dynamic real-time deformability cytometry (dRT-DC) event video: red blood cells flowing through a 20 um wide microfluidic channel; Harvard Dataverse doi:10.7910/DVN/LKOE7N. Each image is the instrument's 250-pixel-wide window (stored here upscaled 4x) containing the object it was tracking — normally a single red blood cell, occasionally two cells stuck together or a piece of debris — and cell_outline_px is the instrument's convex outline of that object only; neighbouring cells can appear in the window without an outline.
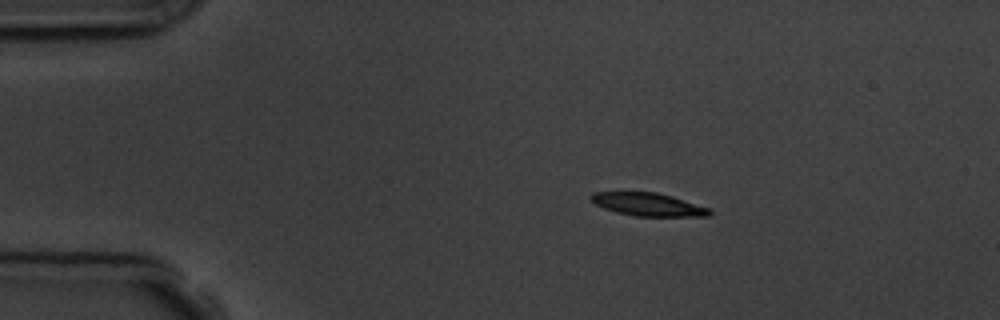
{"species": "common noctule bat (a hibernating species)", "species_latin": "Nyctalus noctula", "temperature_condition": "room temperature", "stored_images_in_passage": 6, "camera_frame_rate_fps": 3000, "um_per_image_px": 0.085, "animal": {"sex": "male", "body_mass_g": 19.5, "forearm_length_mm": 54.6}, "frame": {"image": 1, "passage_image": 3, "time_ms": 2.333, "image_size_px": [1000, 320], "cell_outline_px": [[712, 212], [708, 216], [636, 216], [616, 212], [604, 208], [596, 204], [588, 196], [592, 192], [656, 192], [672, 196], [712, 208]], "centroid_in_image_um": [55.12, 17.37], "position_along_channel_um": 29.9, "area_um2": 15.95}}
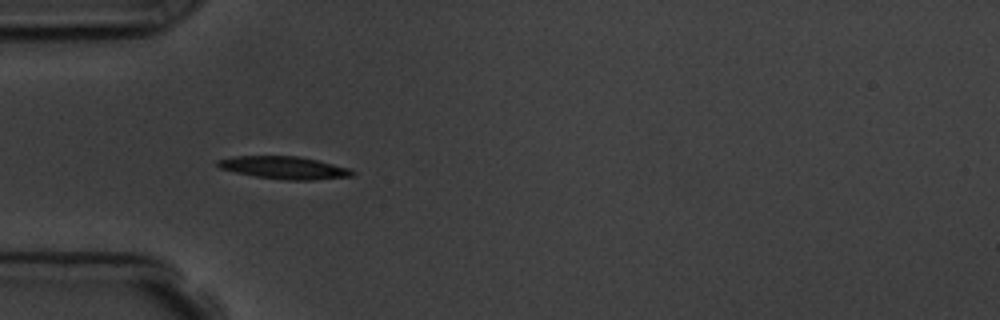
{"frame": {"image": 2, "passage_image": 5, "time_ms": 4.667, "image_size_px": [1000, 320], "cell_outline_px": [[356, 172], [352, 176], [312, 180], [284, 180], [256, 176], [236, 172], [220, 168], [216, 164], [216, 160], [232, 156], [300, 156], [348, 168]], "centroid_in_image_um": [24.13, 14.25], "position_along_channel_um": 60.9, "area_um2": 17.57}}